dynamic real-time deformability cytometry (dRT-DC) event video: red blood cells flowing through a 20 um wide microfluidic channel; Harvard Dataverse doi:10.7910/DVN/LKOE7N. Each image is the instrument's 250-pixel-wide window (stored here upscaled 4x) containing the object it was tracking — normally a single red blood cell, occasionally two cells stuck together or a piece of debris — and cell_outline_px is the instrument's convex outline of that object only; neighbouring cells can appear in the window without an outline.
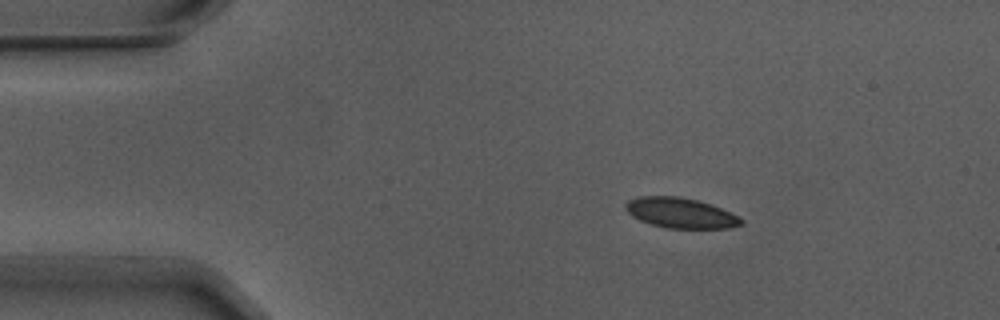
{"species": "Egyptian fruit bat (a non-hibernating species)", "species_latin": "Rousettus aegyptiacus", "temperature_condition": "warm", "stored_images_in_passage": 3, "camera_frame_rate_fps": 3000, "um_per_image_px": 0.085, "animal": {"sex": "male"}, "frame": {"image": 1, "passage_image": 1, "time_ms": 0.0, "image_size_px": [1000, 320], "cell_outline_px": [[744, 224], [728, 228], [668, 228], [652, 224], [640, 220], [632, 216], [624, 208], [624, 204], [628, 200], [640, 196], [676, 196], [696, 200], [720, 208], [744, 220]], "centroid_in_image_um": [57.81, 18.1], "position_along_channel_um": 27.2, "area_um2": 20.11}}